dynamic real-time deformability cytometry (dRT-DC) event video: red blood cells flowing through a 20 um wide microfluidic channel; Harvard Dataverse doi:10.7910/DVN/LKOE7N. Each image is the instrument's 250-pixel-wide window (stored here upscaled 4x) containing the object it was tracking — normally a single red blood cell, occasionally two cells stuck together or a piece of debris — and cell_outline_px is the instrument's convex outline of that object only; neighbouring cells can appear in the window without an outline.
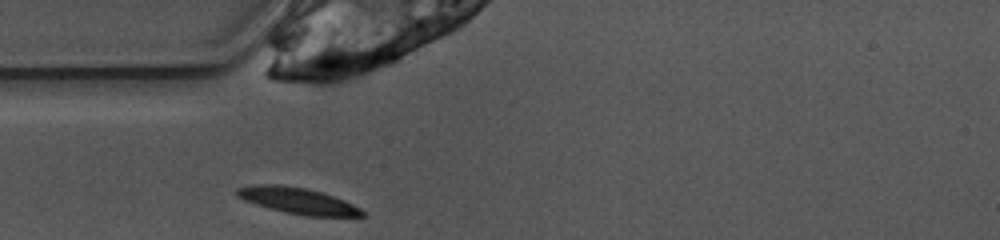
{"species": "common noctule bat (a hibernating species)", "species_latin": "Nyctalus noctula", "temperature_condition": "warm", "stored_images_in_passage": 25, "camera_frame_rate_fps": 3000, "um_per_image_px": 0.085, "animal": {"sex": "female", "body_mass_g": 10.0, "forearm_length_mm": 53.1}, "frame": {"image": 1, "passage_image": 1, "time_ms": 0.0, "image_size_px": [1000, 240], "cell_outline_px": [[364, 216], [304, 216], [256, 204], [244, 200], [236, 196], [236, 188], [252, 184], [280, 184], [304, 188], [320, 192], [344, 200], [360, 208], [364, 212]], "centroid_in_image_um": [25.28, 17.05], "position_along_channel_um": 59.7, "area_um2": 18.84}}
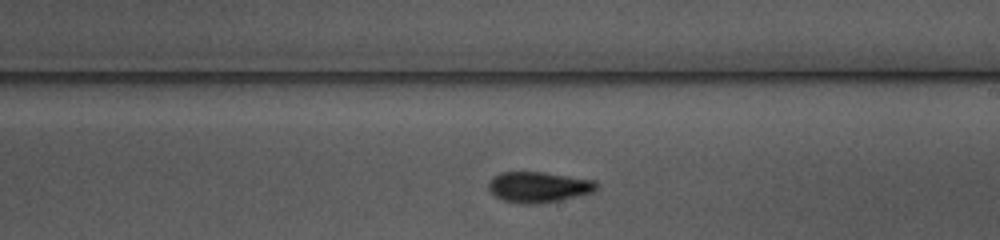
{"frame": {"image": 2, "passage_image": 15, "time_ms": 4.667, "image_size_px": [1000, 240], "cell_outline_px": [[600, 188], [592, 192], [576, 196], [540, 204], [524, 204], [504, 200], [496, 196], [488, 188], [488, 184], [492, 176], [500, 172], [544, 172], [596, 180]], "centroid_in_image_um": [45.8, 15.89], "position_along_channel_um": 243.2, "area_um2": 19.36}}
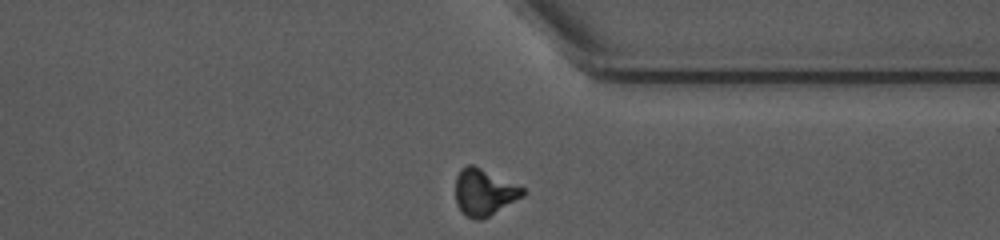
{"frame": {"image": 3, "passage_image": 25, "time_ms": 8.0, "image_size_px": [1000, 240], "cell_outline_px": [[524, 196], [484, 220], [476, 220], [468, 216], [456, 204], [456, 176], [460, 168], [468, 164], [472, 164], [524, 188]], "centroid_in_image_um": [41.14, 16.35], "position_along_channel_um": 370.3, "area_um2": 18.21}, "authors_computed_cell_mechanics": {"area_um2": 18.5538, "velocity_mm_per_s": 3.9153, "shape_relaxation_time_tau1_ms": 4.3541, "shape_relaxation_time_tau2_ms": 4.7389, "deformation_change_tau1": 0.1693, "deformation_change_tau2": 0.0771}}